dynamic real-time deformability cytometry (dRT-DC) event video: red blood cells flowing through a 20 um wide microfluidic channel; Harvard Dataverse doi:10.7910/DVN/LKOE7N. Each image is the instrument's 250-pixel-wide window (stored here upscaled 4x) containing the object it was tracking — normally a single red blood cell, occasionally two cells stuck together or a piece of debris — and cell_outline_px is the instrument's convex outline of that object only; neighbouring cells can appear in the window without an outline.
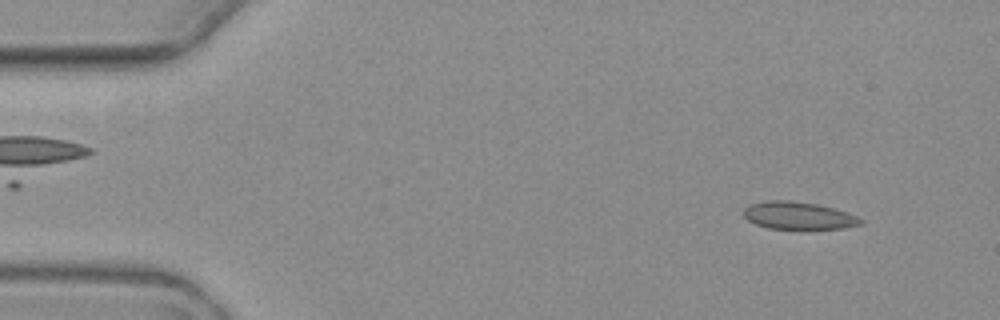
{"species": "common noctule bat (a hibernating species)", "species_latin": "Nyctalus noctula", "temperature_condition": "warm", "stored_images_in_passage": 7, "camera_frame_rate_fps": 3000, "um_per_image_px": 0.085, "animal": {"sex": "female", "body_mass_g": 19.3, "forearm_length_mm": 54.1}, "frame": {"image": 1, "passage_image": 1, "time_ms": 0.0, "image_size_px": [1000, 320], "cell_outline_px": [[864, 220], [860, 224], [844, 228], [768, 228], [756, 224], [748, 220], [744, 216], [744, 208], [748, 204], [764, 200], [792, 200], [816, 204], [848, 212]], "centroid_in_image_um": [67.82, 18.3], "position_along_channel_um": 17.2, "area_um2": 18.61}}
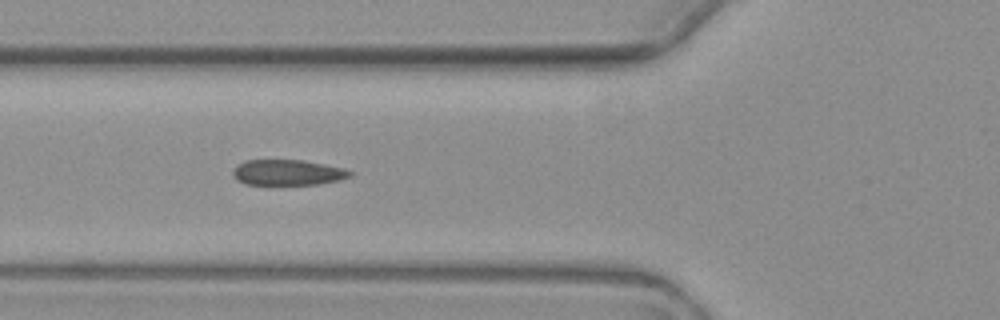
{"frame": {"image": 2, "passage_image": 5, "time_ms": 5.0, "image_size_px": [1000, 320], "cell_outline_px": [[352, 176], [340, 180], [316, 184], [272, 188], [268, 188], [244, 184], [236, 180], [232, 176], [232, 172], [236, 164], [244, 160], [304, 160], [344, 168], [352, 172]], "centroid_in_image_um": [24.36, 14.72], "position_along_channel_um": 101.4, "area_um2": 18.67}}
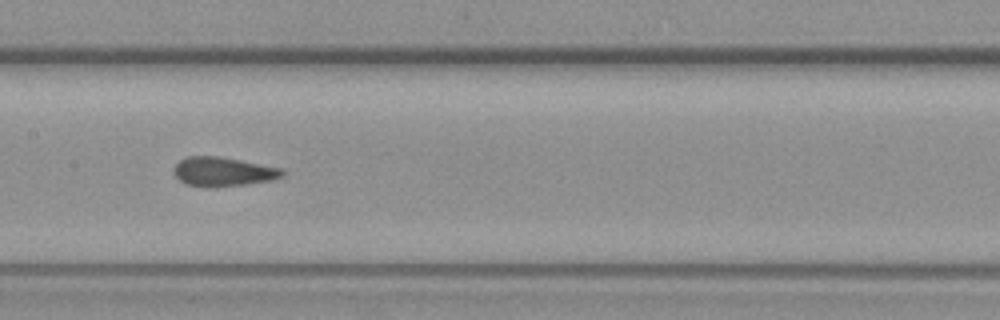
{"frame": {"image": 3, "passage_image": 7, "time_ms": 7.333, "image_size_px": [1000, 320], "cell_outline_px": [[288, 172], [284, 176], [272, 180], [216, 188], [208, 188], [184, 184], [172, 172], [172, 168], [180, 160], [188, 156], [220, 156], [284, 168]], "centroid_in_image_um": [18.99, 14.6], "position_along_channel_um": 188.4, "area_um2": 18.96}}